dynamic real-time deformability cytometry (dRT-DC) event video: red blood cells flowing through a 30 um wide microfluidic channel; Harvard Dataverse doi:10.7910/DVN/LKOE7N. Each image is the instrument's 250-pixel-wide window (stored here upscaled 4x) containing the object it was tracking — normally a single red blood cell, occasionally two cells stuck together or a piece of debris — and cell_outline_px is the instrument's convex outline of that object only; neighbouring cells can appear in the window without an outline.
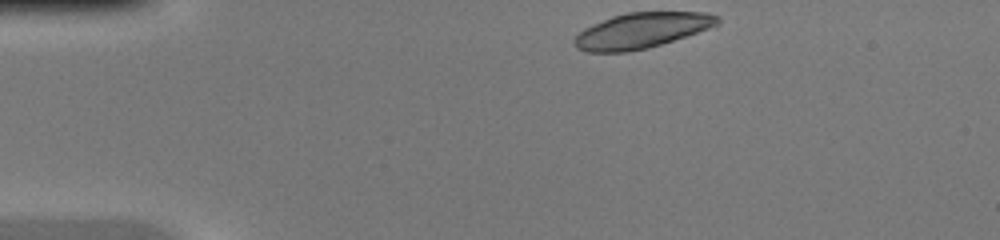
{"species": "common noctule bat (a hibernating species)", "species_latin": "Nyctalus noctula", "temperature_condition": "warm", "stored_images_in_passage": 13, "camera_frame_rate_fps": 3000, "um_per_image_px": 0.085, "animal": {"sex": "female", "body_mass_g": 20.0, "forearm_length_mm": 54.0}, "frame": {"image": 1, "passage_image": 1, "time_ms": 0.0, "image_size_px": [1000, 240], "cell_outline_px": [[720, 24], [716, 28], [648, 48], [628, 52], [584, 52], [576, 48], [572, 44], [572, 40], [584, 28], [592, 24], [612, 16], [628, 12], [708, 12], [720, 16]], "centroid_in_image_um": [54.6, 2.6], "position_along_channel_um": 30.4, "area_um2": 30.29}}